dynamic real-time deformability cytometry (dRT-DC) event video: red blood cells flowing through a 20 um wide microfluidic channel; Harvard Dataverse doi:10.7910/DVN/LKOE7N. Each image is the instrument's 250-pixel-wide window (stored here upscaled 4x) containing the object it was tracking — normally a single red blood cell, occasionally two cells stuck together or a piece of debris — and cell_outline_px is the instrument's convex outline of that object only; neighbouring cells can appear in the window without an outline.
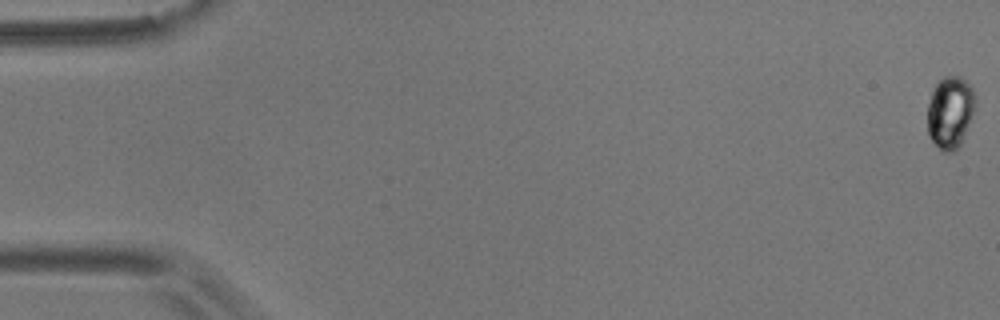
{"species": "common noctule bat (a hibernating species)", "species_latin": "Nyctalus noctula", "temperature_condition": "room temperature", "stored_images_in_passage": 6, "camera_frame_rate_fps": 3000, "um_per_image_px": 0.085, "animal": {"sex": "male", "body_mass_g": 17.9}, "frame": {"image": 1, "passage_image": 1, "time_ms": 0.0, "image_size_px": [1000, 320], "cell_outline_px": [[976, 100], [972, 112], [960, 144], [952, 152], [944, 152], [932, 140], [928, 132], [928, 104], [932, 92], [936, 84], [944, 76], [960, 76], [972, 88], [976, 96]], "centroid_in_image_um": [80.75, 9.51], "position_along_channel_um": 4.2, "area_um2": 19.54}}